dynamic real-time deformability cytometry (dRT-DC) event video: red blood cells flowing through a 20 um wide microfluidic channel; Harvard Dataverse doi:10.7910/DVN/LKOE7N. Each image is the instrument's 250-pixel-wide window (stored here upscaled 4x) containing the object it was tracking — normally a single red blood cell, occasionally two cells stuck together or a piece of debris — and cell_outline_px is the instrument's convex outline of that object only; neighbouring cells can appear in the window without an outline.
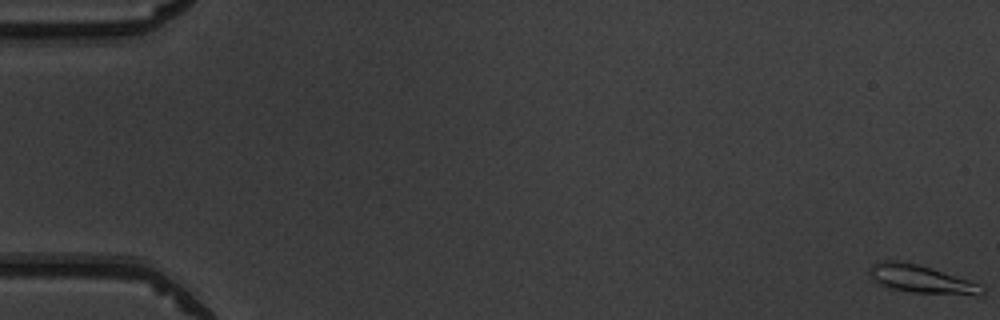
{"species": "common noctule bat (a hibernating species)", "species_latin": "Nyctalus noctula", "temperature_condition": "warm", "stored_images_in_passage": 17, "camera_frame_rate_fps": 3000, "um_per_image_px": 0.085, "animal": {"sex": "male", "body_mass_g": 19.5, "forearm_length_mm": 54.6}, "frame": {"image": 1, "passage_image": 1, "time_ms": 0.0, "image_size_px": [1000, 320], "cell_outline_px": [[984, 292], [980, 296], [976, 296], [912, 292], [888, 288], [880, 284], [868, 272], [868, 268], [872, 264], [880, 260], [900, 260], [916, 264], [968, 280], [980, 284], [984, 288]], "centroid_in_image_um": [78.3, 23.73], "position_along_channel_um": 6.7, "area_um2": 18.32}}